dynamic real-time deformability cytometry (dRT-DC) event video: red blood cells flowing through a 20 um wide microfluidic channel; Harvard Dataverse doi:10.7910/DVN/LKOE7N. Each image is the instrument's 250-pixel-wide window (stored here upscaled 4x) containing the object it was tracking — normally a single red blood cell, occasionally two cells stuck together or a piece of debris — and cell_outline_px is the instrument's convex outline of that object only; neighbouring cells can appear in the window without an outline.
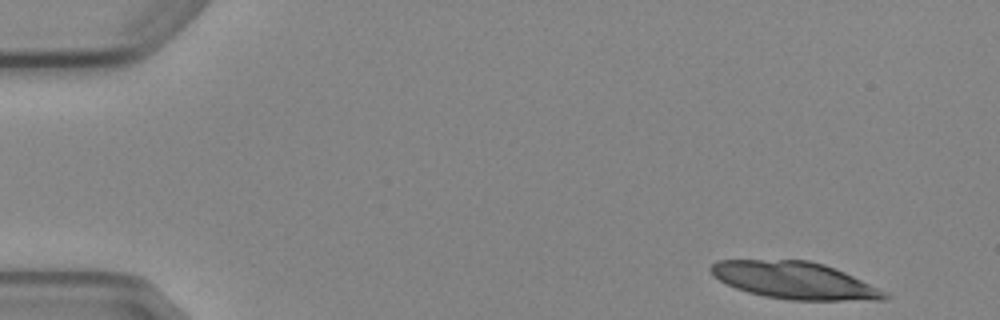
{"species": "Egyptian fruit bat (a non-hibernating species)", "species_latin": "Rousettus aegyptiacus", "temperature_condition": "cold", "stored_images_in_passage": 5, "camera_frame_rate_fps": 3000, "um_per_image_px": 0.085, "animal": {"sex": "female"}, "frame": {"image": 1, "passage_image": 1, "time_ms": 0.0, "image_size_px": [1000, 320], "cell_outline_px": [[892, 296], [888, 300], [788, 300], [764, 296], [748, 292], [736, 288], [712, 276], [708, 268], [716, 260], [808, 260], [824, 264], [844, 272]], "centroid_in_image_um": [67.49, 23.83], "position_along_channel_um": 17.5, "area_um2": 37.34}}